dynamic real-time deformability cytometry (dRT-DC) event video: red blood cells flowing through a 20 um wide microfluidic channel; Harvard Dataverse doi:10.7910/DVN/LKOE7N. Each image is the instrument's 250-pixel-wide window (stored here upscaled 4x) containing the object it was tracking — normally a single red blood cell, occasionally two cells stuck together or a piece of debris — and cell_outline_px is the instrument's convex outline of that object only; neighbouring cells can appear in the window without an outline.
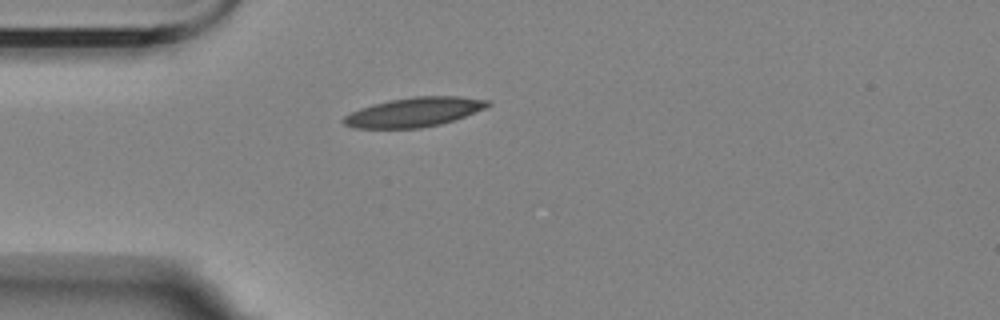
{"species": "Egyptian fruit bat (a non-hibernating species)", "species_latin": "Rousettus aegyptiacus", "temperature_condition": "room temperature", "stored_images_in_passage": 1, "camera_frame_rate_fps": 3000, "um_per_image_px": 0.085, "animal": {"sex": "female"}, "frame": {"image": 1, "passage_image": 1, "time_ms": 0.0, "image_size_px": [1000, 320], "cell_outline_px": [[492, 104], [484, 108], [464, 116], [440, 124], [420, 128], [352, 128], [344, 124], [340, 120], [344, 116], [360, 108], [372, 104], [388, 100], [412, 96], [460, 96], [492, 100]], "centroid_in_image_um": [35.18, 9.52], "position_along_channel_um": 49.8, "area_um2": 24.74}}